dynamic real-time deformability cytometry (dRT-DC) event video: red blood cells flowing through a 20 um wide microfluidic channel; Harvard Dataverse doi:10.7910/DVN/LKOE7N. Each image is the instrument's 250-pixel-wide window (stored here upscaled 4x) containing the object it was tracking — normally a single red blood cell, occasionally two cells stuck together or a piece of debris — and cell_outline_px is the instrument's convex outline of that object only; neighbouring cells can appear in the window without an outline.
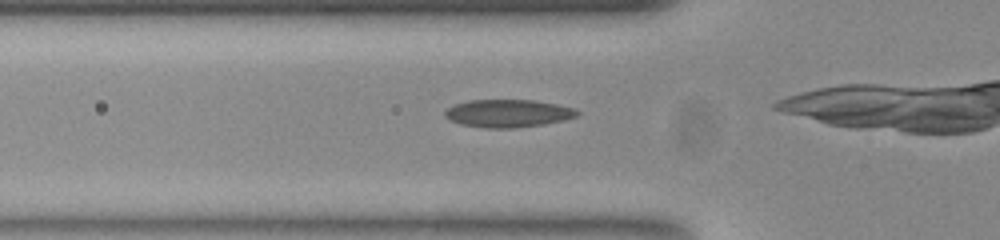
{"species": "common noctule bat (a hibernating species)", "species_latin": "Nyctalus noctula", "temperature_condition": "room temperature", "stored_images_in_passage": 28, "camera_frame_rate_fps": 3000, "um_per_image_px": 0.085, "animal": {"sex": "female", "body_mass_g": 23.0, "forearm_length_mm": 53.4}, "frame": {"image": 1, "passage_image": 5, "time_ms": 1.333, "image_size_px": [1000, 240], "cell_outline_px": [[580, 116], [564, 120], [544, 124], [512, 128], [488, 128], [464, 124], [452, 120], [444, 116], [444, 112], [448, 108], [456, 104], [468, 100], [536, 100], [576, 108], [580, 112]], "centroid_in_image_um": [43.26, 9.62], "position_along_channel_um": 82.5, "area_um2": 21.33}}
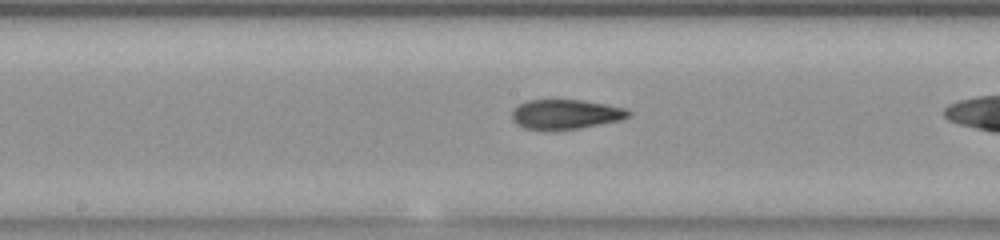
{"frame": {"image": 2, "passage_image": 14, "time_ms": 4.333, "image_size_px": [1000, 240], "cell_outline_px": [[632, 116], [620, 120], [580, 128], [524, 128], [516, 124], [512, 120], [512, 112], [520, 104], [528, 100], [580, 100], [628, 108], [632, 112]], "centroid_in_image_um": [48.14, 9.69], "position_along_channel_um": 200.1, "area_um2": 19.71}}
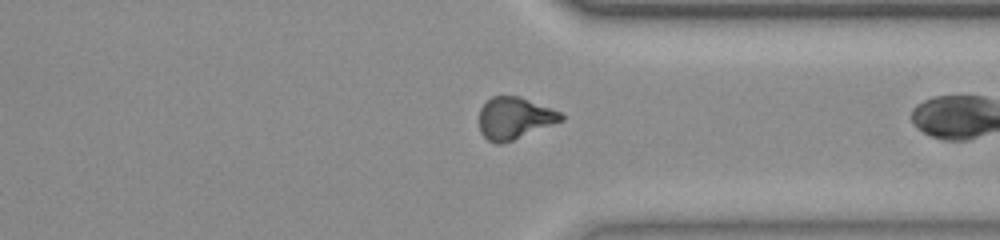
{"frame": {"image": 3, "passage_image": 27, "time_ms": 8.667, "image_size_px": [1000, 240], "cell_outline_px": [[564, 120], [512, 140], [500, 144], [496, 144], [488, 140], [480, 132], [480, 108], [492, 96], [520, 96], [560, 112], [564, 116]], "centroid_in_image_um": [43.72, 10.04], "position_along_channel_um": 367.7, "area_um2": 19.77}}